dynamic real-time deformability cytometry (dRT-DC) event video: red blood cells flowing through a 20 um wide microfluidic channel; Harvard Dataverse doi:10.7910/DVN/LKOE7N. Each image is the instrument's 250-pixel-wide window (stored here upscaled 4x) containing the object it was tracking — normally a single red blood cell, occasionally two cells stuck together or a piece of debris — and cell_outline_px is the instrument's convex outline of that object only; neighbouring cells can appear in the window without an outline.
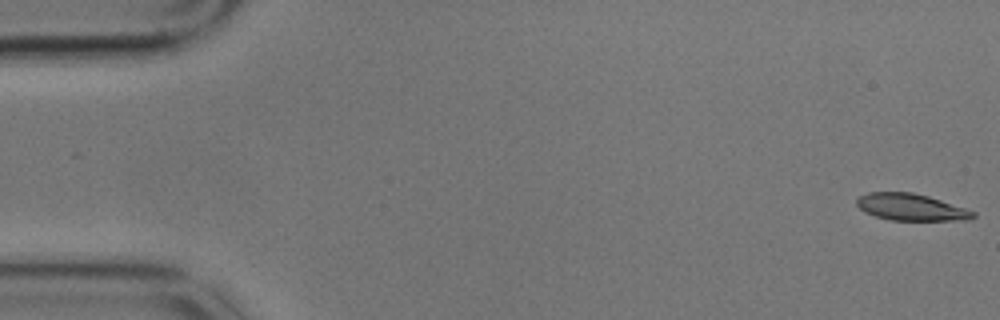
{"species": "common noctule bat (a hibernating species)", "species_latin": "Nyctalus noctula", "temperature_condition": "cold", "stored_images_in_passage": 50, "camera_frame_rate_fps": 3000, "um_per_image_px": 0.085, "animal": {"sex": "male", "body_mass_g": 17.9}, "frame": {"image": 1, "passage_image": 1, "time_ms": 0.0, "image_size_px": [1000, 320], "cell_outline_px": [[976, 216], [968, 220], [888, 220], [864, 212], [856, 204], [856, 200], [860, 196], [868, 192], [912, 192], [928, 196], [976, 212]], "centroid_in_image_um": [77.42, 17.61], "position_along_channel_um": 7.6, "area_um2": 18.09}}
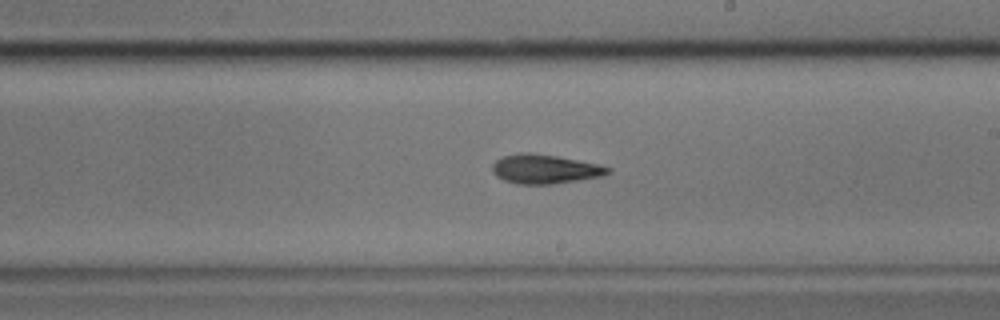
{"frame": {"image": 2, "passage_image": 33, "time_ms": 10.667, "image_size_px": [1000, 320], "cell_outline_px": [[612, 172], [604, 176], [580, 180], [552, 184], [516, 184], [504, 180], [496, 176], [492, 172], [492, 164], [496, 160], [504, 156], [520, 152], [528, 152], [556, 156], [600, 164], [612, 168]], "centroid_in_image_um": [46.34, 14.37], "position_along_channel_um": 242.7, "area_um2": 19.88}}
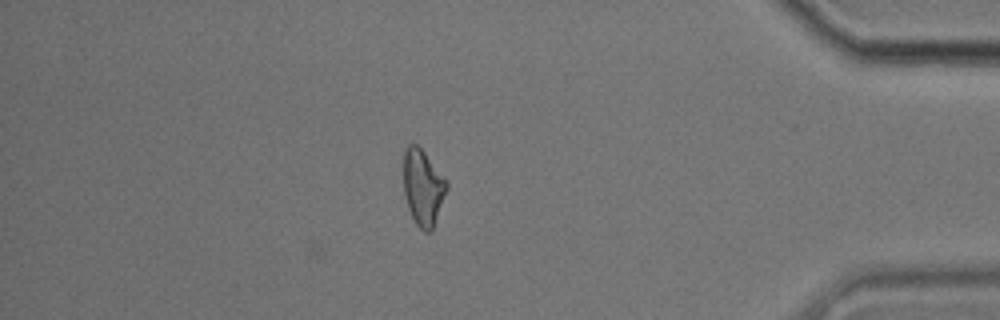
{"frame": {"image": 3, "passage_image": 50, "time_ms": 16.333, "image_size_px": [1000, 320], "cell_outline_px": [[448, 188], [432, 232], [424, 232], [416, 224], [408, 208], [404, 192], [404, 152], [408, 144], [416, 144], [424, 152], [448, 180]], "centroid_in_image_um": [35.98, 15.95], "position_along_channel_um": 399.2, "area_um2": 19.19}, "authors_computed_cell_mechanics": {"area_um2": 19.1896, "velocity_mm_per_s": 3.4408, "shape_relaxation_time_tau1_ms": 9.1248, "shape_relaxation_time_tau2_ms": 5.2561, "deformation_change_tau1": 0.171, "deformation_change_tau2": 0.1434}}